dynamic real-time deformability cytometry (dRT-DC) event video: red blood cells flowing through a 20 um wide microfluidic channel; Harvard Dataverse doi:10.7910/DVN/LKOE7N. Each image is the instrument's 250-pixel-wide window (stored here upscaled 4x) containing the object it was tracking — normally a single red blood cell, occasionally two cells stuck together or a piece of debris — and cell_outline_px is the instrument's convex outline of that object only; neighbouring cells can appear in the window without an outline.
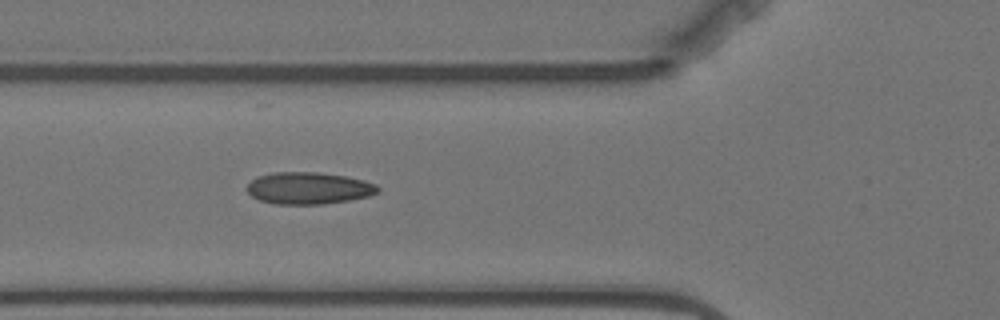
{"species": "Egyptian fruit bat (a non-hibernating species)", "species_latin": "Rousettus aegyptiacus", "temperature_condition": "warm", "stored_images_in_passage": 5, "camera_frame_rate_fps": 3000, "um_per_image_px": 0.085, "animal": {"sex": "female"}, "frame": {"image": 1, "passage_image": 5, "time_ms": 5.667, "image_size_px": [1000, 320], "cell_outline_px": [[380, 192], [368, 196], [348, 200], [324, 204], [276, 204], [260, 200], [252, 196], [248, 192], [248, 184], [256, 176], [272, 172], [320, 172], [344, 176], [364, 180], [376, 184], [380, 188]], "centroid_in_image_um": [26.25, 15.98], "position_along_channel_um": 99.6, "area_um2": 24.39}}